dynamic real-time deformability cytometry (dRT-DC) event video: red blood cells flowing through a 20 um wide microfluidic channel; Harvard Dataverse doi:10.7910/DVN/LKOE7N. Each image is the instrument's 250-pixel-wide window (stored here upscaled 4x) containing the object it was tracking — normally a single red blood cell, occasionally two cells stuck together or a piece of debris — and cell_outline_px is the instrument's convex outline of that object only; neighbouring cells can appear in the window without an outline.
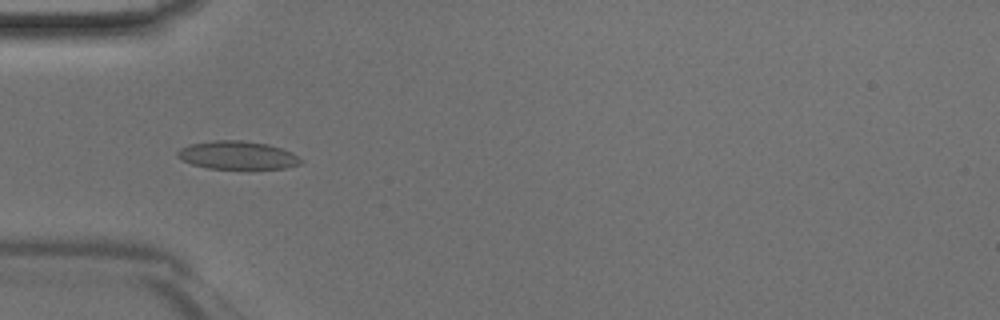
{"species": "Egyptian fruit bat (a non-hibernating species)", "species_latin": "Rousettus aegyptiacus", "temperature_condition": "room temperature", "stored_images_in_passage": 46, "camera_frame_rate_fps": 3000, "um_per_image_px": 0.085, "animal": {"sex": "male"}, "frame": {"image": 1, "passage_image": 15, "time_ms": 4.667, "image_size_px": [1000, 320], "cell_outline_px": [[304, 160], [300, 164], [284, 168], [248, 172], [208, 168], [192, 164], [180, 160], [176, 156], [176, 152], [180, 148], [188, 144], [212, 140], [240, 140], [268, 144], [292, 152]], "centroid_in_image_um": [20.19, 13.24], "position_along_channel_um": 64.8, "area_um2": 21.39}}
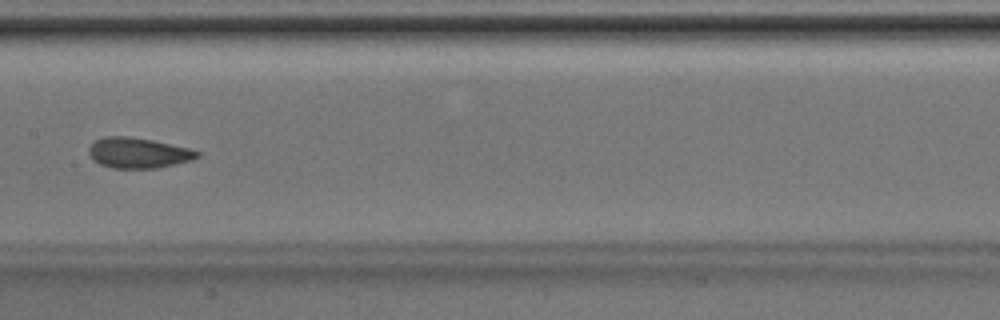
{"frame": {"image": 2, "passage_image": 24, "time_ms": 7.667, "image_size_px": [1000, 320], "cell_outline_px": [[200, 156], [192, 160], [156, 168], [112, 168], [100, 164], [88, 152], [88, 148], [96, 140], [104, 136], [128, 136], [152, 140], [188, 148], [200, 152]], "centroid_in_image_um": [11.76, 12.99], "position_along_channel_um": 195.6, "area_um2": 19.02}}
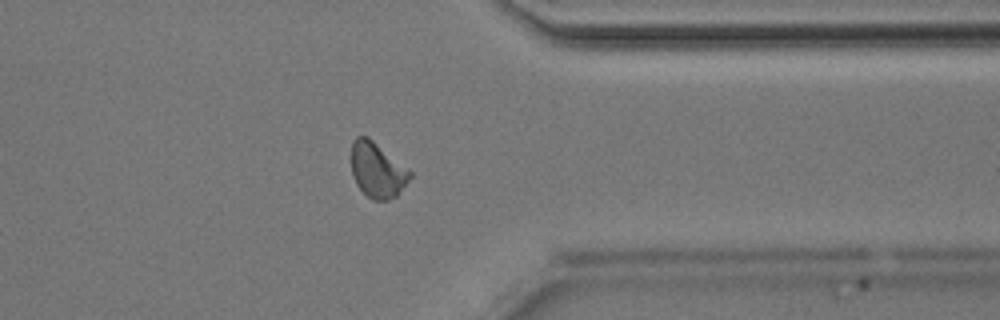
{"frame": {"image": 3, "passage_image": 37, "time_ms": 12.0, "image_size_px": [1000, 320], "cell_outline_px": [[412, 176], [396, 196], [388, 200], [372, 200], [356, 184], [352, 176], [352, 140], [356, 136], [368, 136], [412, 172]], "centroid_in_image_um": [32.06, 14.45], "position_along_channel_um": 379.3, "area_um2": 18.73}}